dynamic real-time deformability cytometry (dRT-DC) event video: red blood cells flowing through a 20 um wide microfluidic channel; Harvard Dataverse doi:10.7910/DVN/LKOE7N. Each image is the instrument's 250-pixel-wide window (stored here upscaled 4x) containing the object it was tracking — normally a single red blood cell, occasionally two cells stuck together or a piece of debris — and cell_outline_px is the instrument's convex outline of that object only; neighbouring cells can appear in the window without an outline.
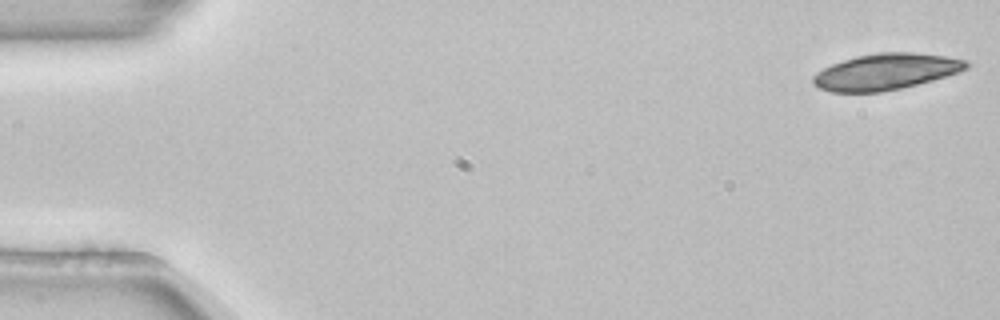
{"species": "common noctule bat (a hibernating species)", "species_latin": "Nyctalus noctula", "temperature_condition": "room temperature", "stored_images_in_passage": 18, "camera_frame_rate_fps": 3000, "um_per_image_px": 0.085, "animal": {"sex": "female", "body_mass_g": 22.7, "forearm_length_mm": 54.2}, "frame": {"image": 1, "passage_image": 1, "time_ms": 0.0, "image_size_px": [1000, 320], "cell_outline_px": [[972, 64], [968, 68], [960, 72], [932, 80], [900, 88], [880, 92], [832, 92], [820, 88], [812, 84], [812, 76], [816, 72], [832, 64], [856, 56], [876, 52], [912, 52], [944, 56], [968, 60]], "centroid_in_image_um": [75.31, 6.09], "position_along_channel_um": 9.7, "area_um2": 32.37}}